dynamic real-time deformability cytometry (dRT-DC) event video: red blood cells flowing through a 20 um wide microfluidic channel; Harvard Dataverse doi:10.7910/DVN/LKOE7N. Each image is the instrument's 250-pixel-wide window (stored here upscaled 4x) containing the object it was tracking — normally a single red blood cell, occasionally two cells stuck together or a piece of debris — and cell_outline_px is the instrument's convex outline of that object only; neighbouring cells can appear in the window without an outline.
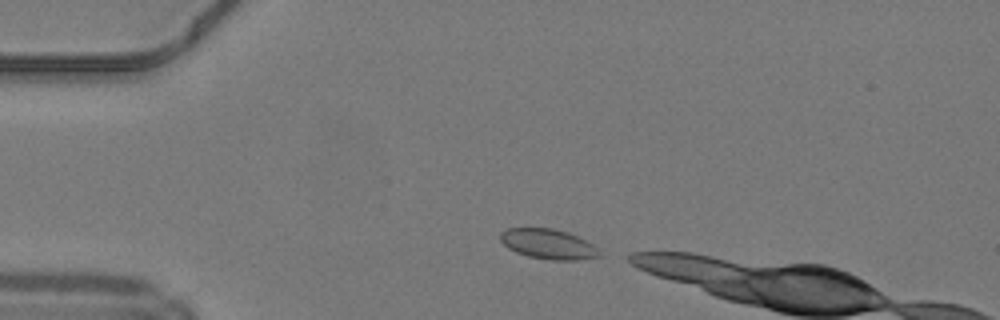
{"species": "common noctule bat (a hibernating species)", "species_latin": "Nyctalus noctula", "temperature_condition": "warm", "stored_images_in_passage": 5, "camera_frame_rate_fps": 3000, "um_per_image_px": 0.085, "animal": {"sex": "male", "body_mass_g": 19.2, "forearm_length_mm": 51.8}, "frame": {"image": 1, "passage_image": 1, "time_ms": 0.0, "image_size_px": [1000, 320], "cell_outline_px": [[600, 256], [580, 260], [552, 260], [528, 256], [516, 252], [508, 248], [500, 240], [500, 232], [508, 228], [552, 228], [568, 232], [592, 244], [600, 252]], "centroid_in_image_um": [46.58, 20.74], "position_along_channel_um": 38.4, "area_um2": 17.22}}